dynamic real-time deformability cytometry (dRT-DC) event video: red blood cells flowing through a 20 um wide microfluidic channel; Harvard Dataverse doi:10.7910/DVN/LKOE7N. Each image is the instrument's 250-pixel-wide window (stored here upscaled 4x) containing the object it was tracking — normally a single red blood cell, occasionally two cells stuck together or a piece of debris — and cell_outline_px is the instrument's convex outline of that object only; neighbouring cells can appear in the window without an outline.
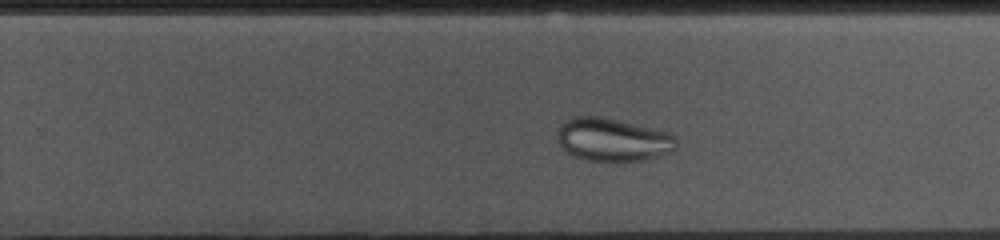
{"species": "common noctule bat (a hibernating species)", "species_latin": "Nyctalus noctula", "temperature_condition": "cold", "stored_images_in_passage": 39, "camera_frame_rate_fps": 3000, "um_per_image_px": 0.085, "animal": {"sex": "female", "body_mass_g": 10.0, "forearm_length_mm": 53.1}, "frame": {"image": 1, "passage_image": 28, "time_ms": 9.0, "image_size_px": [1000, 240], "cell_outline_px": [[676, 148], [672, 152], [644, 160], [616, 164], [584, 160], [572, 156], [560, 144], [556, 136], [556, 132], [560, 124], [564, 120], [572, 116], [596, 116], [616, 120], [668, 132], [676, 140]], "centroid_in_image_um": [52.04, 11.92], "position_along_channel_um": 277.8, "area_um2": 30.46}}